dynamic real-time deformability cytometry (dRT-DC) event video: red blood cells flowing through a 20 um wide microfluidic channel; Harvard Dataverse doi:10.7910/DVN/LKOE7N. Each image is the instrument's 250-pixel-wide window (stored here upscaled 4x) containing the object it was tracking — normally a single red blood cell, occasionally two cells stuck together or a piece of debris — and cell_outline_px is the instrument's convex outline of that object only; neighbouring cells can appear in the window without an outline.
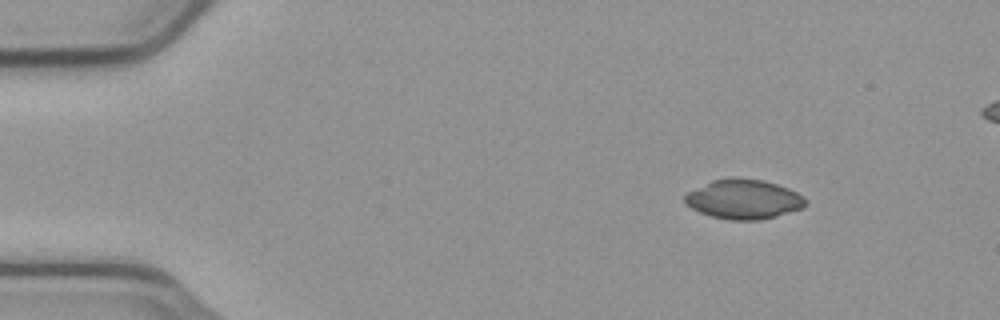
{"species": "common noctule bat (a hibernating species)", "species_latin": "Nyctalus noctula", "temperature_condition": "cold", "stored_images_in_passage": 50, "camera_frame_rate_fps": 3000, "um_per_image_px": 0.085, "animal": {"sex": "male", "body_mass_g": 23.1, "forearm_length_mm": 52.7}, "frame": {"image": 1, "passage_image": 1, "time_ms": 0.0, "image_size_px": [1000, 320], "cell_outline_px": [[808, 204], [804, 208], [776, 216], [760, 220], [728, 220], [712, 216], [700, 212], [692, 208], [684, 200], [684, 196], [688, 192], [712, 180], [728, 176], [732, 176], [764, 180], [788, 188], [804, 196], [808, 200]], "centroid_in_image_um": [63.25, 16.92], "position_along_channel_um": 21.7, "area_um2": 28.09}}